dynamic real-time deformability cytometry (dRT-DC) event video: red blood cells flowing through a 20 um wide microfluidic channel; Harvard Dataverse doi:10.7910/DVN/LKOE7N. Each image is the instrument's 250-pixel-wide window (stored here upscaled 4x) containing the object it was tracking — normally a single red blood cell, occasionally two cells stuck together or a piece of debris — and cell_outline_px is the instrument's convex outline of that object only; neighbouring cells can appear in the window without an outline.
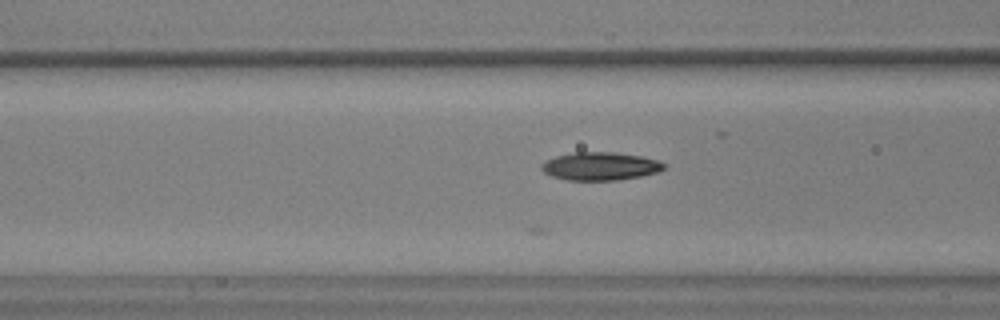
{"species": "common noctule bat (a hibernating species)", "species_latin": "Nyctalus noctula", "temperature_condition": "warm", "stored_images_in_passage": 22, "camera_frame_rate_fps": 3000, "um_per_image_px": 0.085, "animal": {"sex": "male", "body_mass_g": 17.9, "forearm_length_mm": 54.2}, "frame": {"image": 1, "passage_image": 8, "time_ms": 2.333, "image_size_px": [1000, 320], "cell_outline_px": [[664, 168], [660, 172], [640, 176], [616, 180], [568, 180], [552, 176], [544, 172], [540, 168], [540, 164], [556, 156], [576, 152], [616, 152], [640, 156], [656, 160], [664, 164]], "centroid_in_image_um": [51.01, 14.13], "position_along_channel_um": 115.6, "area_um2": 19.88}}
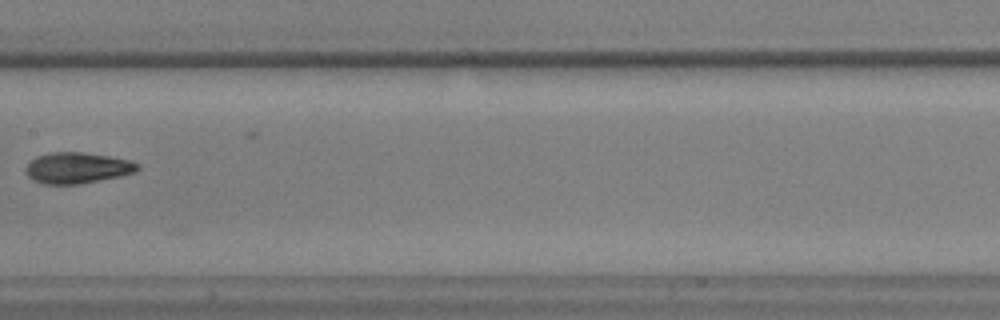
{"frame": {"image": 2, "passage_image": 14, "time_ms": 4.333, "image_size_px": [1000, 320], "cell_outline_px": [[140, 168], [136, 172], [120, 176], [80, 184], [44, 184], [32, 180], [24, 172], [24, 168], [36, 156], [52, 152], [84, 152], [108, 156], [128, 160], [140, 164]], "centroid_in_image_um": [6.55, 14.27], "position_along_channel_um": 200.8, "area_um2": 20.29}}
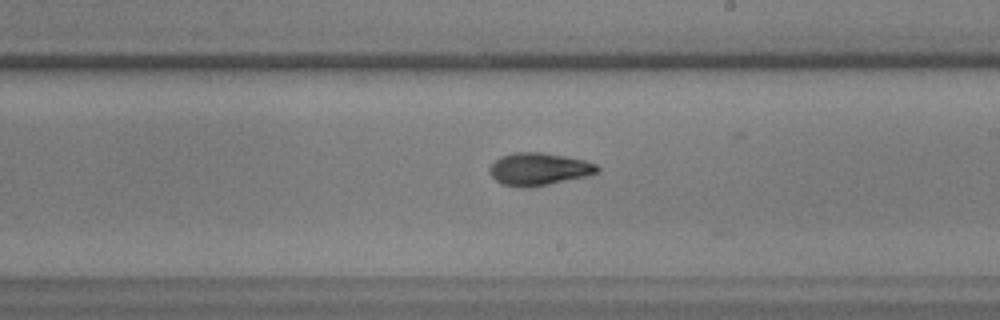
{"frame": {"image": 3, "passage_image": 17, "time_ms": 5.333, "image_size_px": [1000, 320], "cell_outline_px": [[600, 172], [588, 176], [528, 188], [520, 188], [500, 184], [492, 176], [488, 168], [500, 156], [516, 152], [540, 152], [564, 156], [584, 160], [596, 164], [600, 168]], "centroid_in_image_um": [45.8, 14.38], "position_along_channel_um": 243.2, "area_um2": 20.52}}